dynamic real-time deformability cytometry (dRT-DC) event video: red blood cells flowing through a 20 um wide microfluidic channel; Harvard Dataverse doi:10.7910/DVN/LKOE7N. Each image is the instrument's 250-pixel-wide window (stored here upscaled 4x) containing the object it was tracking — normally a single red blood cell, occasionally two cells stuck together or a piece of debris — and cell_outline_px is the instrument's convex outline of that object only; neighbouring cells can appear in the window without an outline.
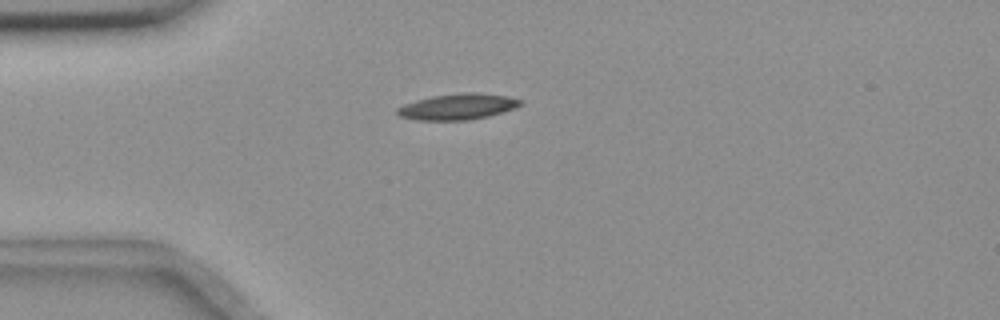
{"species": "common noctule bat (a hibernating species)", "species_latin": "Nyctalus noctula", "temperature_condition": "room temperature", "stored_images_in_passage": 14, "camera_frame_rate_fps": 3000, "um_per_image_px": 0.085, "animal": {"sex": "female", "body_mass_g": 18.4}, "frame": {"image": 1, "passage_image": 3, "time_ms": 3.333, "image_size_px": [1000, 320], "cell_outline_px": [[524, 100], [516, 108], [488, 116], [468, 120], [416, 120], [400, 116], [396, 112], [396, 108], [404, 104], [416, 100], [432, 96], [472, 92], [508, 96]], "centroid_in_image_um": [38.91, 9.07], "position_along_channel_um": 46.1, "area_um2": 18.5}}
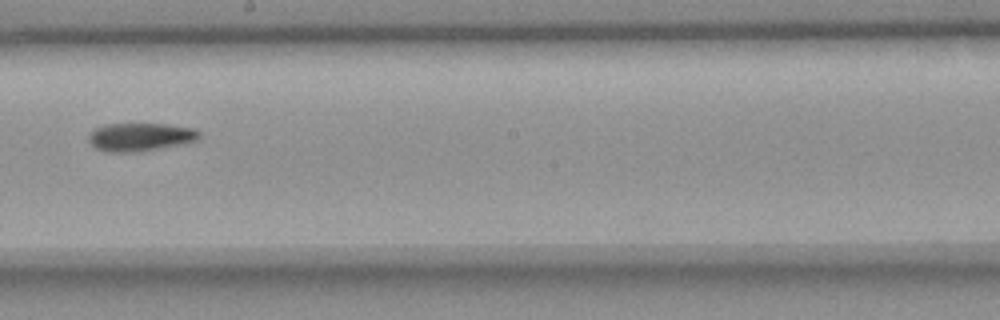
{"frame": {"image": 2, "passage_image": 8, "time_ms": 9.0, "image_size_px": [1000, 320], "cell_outline_px": [[200, 136], [196, 140], [180, 144], [136, 152], [104, 152], [96, 148], [88, 140], [88, 136], [96, 128], [104, 124], [168, 124], [192, 128], [200, 132]], "centroid_in_image_um": [11.89, 11.64], "position_along_channel_um": 236.3, "area_um2": 17.98}}
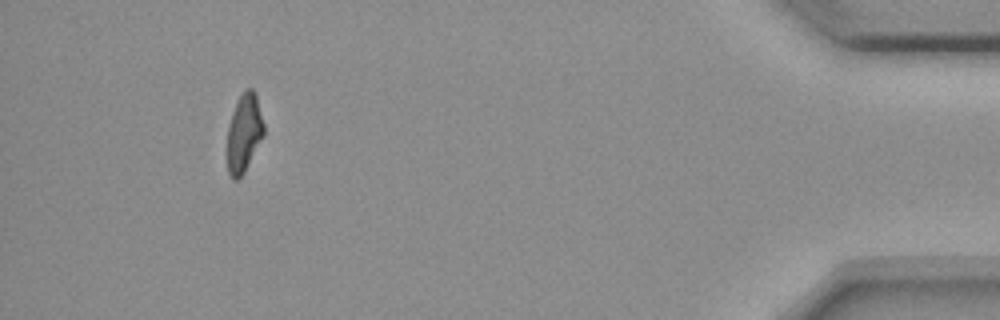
{"frame": {"image": 3, "passage_image": 13, "time_ms": 15.667, "image_size_px": [1000, 320], "cell_outline_px": [[264, 136], [244, 172], [236, 180], [232, 180], [228, 172], [224, 152], [228, 128], [232, 112], [244, 88], [252, 88], [256, 92], [264, 124]], "centroid_in_image_um": [20.71, 11.33], "position_along_channel_um": 414.5, "area_um2": 17.28}, "authors_computed_cell_mechanics": {"area_um2": 17.9469, "velocity_mm_per_s": 3.6599, "shape_relaxation_time_tau1_ms": 2.936, "shape_relaxation_time_tau2_ms": 5.5879, "deformation_change_tau1": 0.1041, "deformation_change_tau2": 0.1084}}